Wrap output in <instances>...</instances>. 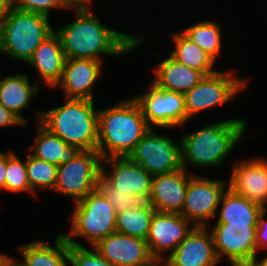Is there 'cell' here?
Wrapping results in <instances>:
<instances>
[{
    "instance_id": "36",
    "label": "cell",
    "mask_w": 267,
    "mask_h": 266,
    "mask_svg": "<svg viewBox=\"0 0 267 266\" xmlns=\"http://www.w3.org/2000/svg\"><path fill=\"white\" fill-rule=\"evenodd\" d=\"M63 10H92V0H62Z\"/></svg>"
},
{
    "instance_id": "14",
    "label": "cell",
    "mask_w": 267,
    "mask_h": 266,
    "mask_svg": "<svg viewBox=\"0 0 267 266\" xmlns=\"http://www.w3.org/2000/svg\"><path fill=\"white\" fill-rule=\"evenodd\" d=\"M194 227L195 225L181 214L155 211L146 238L151 256L156 261H164Z\"/></svg>"
},
{
    "instance_id": "3",
    "label": "cell",
    "mask_w": 267,
    "mask_h": 266,
    "mask_svg": "<svg viewBox=\"0 0 267 266\" xmlns=\"http://www.w3.org/2000/svg\"><path fill=\"white\" fill-rule=\"evenodd\" d=\"M150 129L138 102L132 97L98 110L97 151L102 159L128 157Z\"/></svg>"
},
{
    "instance_id": "5",
    "label": "cell",
    "mask_w": 267,
    "mask_h": 266,
    "mask_svg": "<svg viewBox=\"0 0 267 266\" xmlns=\"http://www.w3.org/2000/svg\"><path fill=\"white\" fill-rule=\"evenodd\" d=\"M54 31L49 16L12 6L0 25V54L26 64Z\"/></svg>"
},
{
    "instance_id": "30",
    "label": "cell",
    "mask_w": 267,
    "mask_h": 266,
    "mask_svg": "<svg viewBox=\"0 0 267 266\" xmlns=\"http://www.w3.org/2000/svg\"><path fill=\"white\" fill-rule=\"evenodd\" d=\"M5 191L11 193L27 192L31 194V187L27 177L26 160L23 162L13 149L7 150Z\"/></svg>"
},
{
    "instance_id": "8",
    "label": "cell",
    "mask_w": 267,
    "mask_h": 266,
    "mask_svg": "<svg viewBox=\"0 0 267 266\" xmlns=\"http://www.w3.org/2000/svg\"><path fill=\"white\" fill-rule=\"evenodd\" d=\"M102 158L97 150H81L69 162L57 168L53 192L69 196L74 203L98 189Z\"/></svg>"
},
{
    "instance_id": "12",
    "label": "cell",
    "mask_w": 267,
    "mask_h": 266,
    "mask_svg": "<svg viewBox=\"0 0 267 266\" xmlns=\"http://www.w3.org/2000/svg\"><path fill=\"white\" fill-rule=\"evenodd\" d=\"M257 224H215L211 233L216 255L229 260L231 266H243L257 257ZM226 257V258H225Z\"/></svg>"
},
{
    "instance_id": "18",
    "label": "cell",
    "mask_w": 267,
    "mask_h": 266,
    "mask_svg": "<svg viewBox=\"0 0 267 266\" xmlns=\"http://www.w3.org/2000/svg\"><path fill=\"white\" fill-rule=\"evenodd\" d=\"M102 61L89 58L66 59L63 74L55 85L63 91L64 98L94 100V86L103 70Z\"/></svg>"
},
{
    "instance_id": "25",
    "label": "cell",
    "mask_w": 267,
    "mask_h": 266,
    "mask_svg": "<svg viewBox=\"0 0 267 266\" xmlns=\"http://www.w3.org/2000/svg\"><path fill=\"white\" fill-rule=\"evenodd\" d=\"M37 135L27 151L34 157L57 166L69 162L81 150L68 145L62 138L52 134L40 122L37 123Z\"/></svg>"
},
{
    "instance_id": "38",
    "label": "cell",
    "mask_w": 267,
    "mask_h": 266,
    "mask_svg": "<svg viewBox=\"0 0 267 266\" xmlns=\"http://www.w3.org/2000/svg\"><path fill=\"white\" fill-rule=\"evenodd\" d=\"M13 6V0H0V25Z\"/></svg>"
},
{
    "instance_id": "33",
    "label": "cell",
    "mask_w": 267,
    "mask_h": 266,
    "mask_svg": "<svg viewBox=\"0 0 267 266\" xmlns=\"http://www.w3.org/2000/svg\"><path fill=\"white\" fill-rule=\"evenodd\" d=\"M105 197L109 200L112 208L116 212V216L125 212L132 207L140 206L144 200L139 196L127 195L122 192H102Z\"/></svg>"
},
{
    "instance_id": "40",
    "label": "cell",
    "mask_w": 267,
    "mask_h": 266,
    "mask_svg": "<svg viewBox=\"0 0 267 266\" xmlns=\"http://www.w3.org/2000/svg\"><path fill=\"white\" fill-rule=\"evenodd\" d=\"M14 257L0 252V266H8Z\"/></svg>"
},
{
    "instance_id": "2",
    "label": "cell",
    "mask_w": 267,
    "mask_h": 266,
    "mask_svg": "<svg viewBox=\"0 0 267 266\" xmlns=\"http://www.w3.org/2000/svg\"><path fill=\"white\" fill-rule=\"evenodd\" d=\"M247 125L242 118H229L186 133L180 138L182 167H220L243 139Z\"/></svg>"
},
{
    "instance_id": "13",
    "label": "cell",
    "mask_w": 267,
    "mask_h": 266,
    "mask_svg": "<svg viewBox=\"0 0 267 266\" xmlns=\"http://www.w3.org/2000/svg\"><path fill=\"white\" fill-rule=\"evenodd\" d=\"M226 182L193 173L181 215L195 226H208L207 223L216 217L221 196L228 187Z\"/></svg>"
},
{
    "instance_id": "23",
    "label": "cell",
    "mask_w": 267,
    "mask_h": 266,
    "mask_svg": "<svg viewBox=\"0 0 267 266\" xmlns=\"http://www.w3.org/2000/svg\"><path fill=\"white\" fill-rule=\"evenodd\" d=\"M152 83L162 89L186 93L196 86L204 75L195 69L180 64L170 55L153 68Z\"/></svg>"
},
{
    "instance_id": "32",
    "label": "cell",
    "mask_w": 267,
    "mask_h": 266,
    "mask_svg": "<svg viewBox=\"0 0 267 266\" xmlns=\"http://www.w3.org/2000/svg\"><path fill=\"white\" fill-rule=\"evenodd\" d=\"M13 6L23 11L40 13L50 17L56 9H63L62 0H13Z\"/></svg>"
},
{
    "instance_id": "6",
    "label": "cell",
    "mask_w": 267,
    "mask_h": 266,
    "mask_svg": "<svg viewBox=\"0 0 267 266\" xmlns=\"http://www.w3.org/2000/svg\"><path fill=\"white\" fill-rule=\"evenodd\" d=\"M73 204L69 233L61 232L70 245L81 246L75 239L83 237L89 246H94L100 239L116 232V212L99 189Z\"/></svg>"
},
{
    "instance_id": "35",
    "label": "cell",
    "mask_w": 267,
    "mask_h": 266,
    "mask_svg": "<svg viewBox=\"0 0 267 266\" xmlns=\"http://www.w3.org/2000/svg\"><path fill=\"white\" fill-rule=\"evenodd\" d=\"M24 126L25 124L0 103V128Z\"/></svg>"
},
{
    "instance_id": "24",
    "label": "cell",
    "mask_w": 267,
    "mask_h": 266,
    "mask_svg": "<svg viewBox=\"0 0 267 266\" xmlns=\"http://www.w3.org/2000/svg\"><path fill=\"white\" fill-rule=\"evenodd\" d=\"M264 210L263 206L236 194L227 187L217 209L216 224H257Z\"/></svg>"
},
{
    "instance_id": "22",
    "label": "cell",
    "mask_w": 267,
    "mask_h": 266,
    "mask_svg": "<svg viewBox=\"0 0 267 266\" xmlns=\"http://www.w3.org/2000/svg\"><path fill=\"white\" fill-rule=\"evenodd\" d=\"M52 245L43 240L21 244L18 247L23 260L17 258L20 266H69V243L61 234L56 235Z\"/></svg>"
},
{
    "instance_id": "34",
    "label": "cell",
    "mask_w": 267,
    "mask_h": 266,
    "mask_svg": "<svg viewBox=\"0 0 267 266\" xmlns=\"http://www.w3.org/2000/svg\"><path fill=\"white\" fill-rule=\"evenodd\" d=\"M267 209H265L258 218V223L256 227V246L257 253L261 250L267 249Z\"/></svg>"
},
{
    "instance_id": "16",
    "label": "cell",
    "mask_w": 267,
    "mask_h": 266,
    "mask_svg": "<svg viewBox=\"0 0 267 266\" xmlns=\"http://www.w3.org/2000/svg\"><path fill=\"white\" fill-rule=\"evenodd\" d=\"M233 164L228 187L267 209V158L255 157Z\"/></svg>"
},
{
    "instance_id": "7",
    "label": "cell",
    "mask_w": 267,
    "mask_h": 266,
    "mask_svg": "<svg viewBox=\"0 0 267 266\" xmlns=\"http://www.w3.org/2000/svg\"><path fill=\"white\" fill-rule=\"evenodd\" d=\"M234 70L219 71L205 75L191 90L184 93L187 122L204 110L222 106L243 91L247 78L237 76Z\"/></svg>"
},
{
    "instance_id": "29",
    "label": "cell",
    "mask_w": 267,
    "mask_h": 266,
    "mask_svg": "<svg viewBox=\"0 0 267 266\" xmlns=\"http://www.w3.org/2000/svg\"><path fill=\"white\" fill-rule=\"evenodd\" d=\"M26 158L27 177L31 187V195L37 197L38 190L47 189L54 190L57 182V168L58 166L52 163H48L44 160H40L28 151Z\"/></svg>"
},
{
    "instance_id": "27",
    "label": "cell",
    "mask_w": 267,
    "mask_h": 266,
    "mask_svg": "<svg viewBox=\"0 0 267 266\" xmlns=\"http://www.w3.org/2000/svg\"><path fill=\"white\" fill-rule=\"evenodd\" d=\"M156 209L144 201L116 216V232L146 240L152 216Z\"/></svg>"
},
{
    "instance_id": "20",
    "label": "cell",
    "mask_w": 267,
    "mask_h": 266,
    "mask_svg": "<svg viewBox=\"0 0 267 266\" xmlns=\"http://www.w3.org/2000/svg\"><path fill=\"white\" fill-rule=\"evenodd\" d=\"M66 59L61 39L54 31L36 48L26 65L38 73L39 76L35 82L39 86L44 83L54 88L62 77Z\"/></svg>"
},
{
    "instance_id": "28",
    "label": "cell",
    "mask_w": 267,
    "mask_h": 266,
    "mask_svg": "<svg viewBox=\"0 0 267 266\" xmlns=\"http://www.w3.org/2000/svg\"><path fill=\"white\" fill-rule=\"evenodd\" d=\"M221 30V26L215 20H200L182 32L217 62L223 50Z\"/></svg>"
},
{
    "instance_id": "37",
    "label": "cell",
    "mask_w": 267,
    "mask_h": 266,
    "mask_svg": "<svg viewBox=\"0 0 267 266\" xmlns=\"http://www.w3.org/2000/svg\"><path fill=\"white\" fill-rule=\"evenodd\" d=\"M7 169V151L0 152V192L5 191V175Z\"/></svg>"
},
{
    "instance_id": "19",
    "label": "cell",
    "mask_w": 267,
    "mask_h": 266,
    "mask_svg": "<svg viewBox=\"0 0 267 266\" xmlns=\"http://www.w3.org/2000/svg\"><path fill=\"white\" fill-rule=\"evenodd\" d=\"M192 175L184 168L168 174L154 175L148 202L156 211L181 214Z\"/></svg>"
},
{
    "instance_id": "17",
    "label": "cell",
    "mask_w": 267,
    "mask_h": 266,
    "mask_svg": "<svg viewBox=\"0 0 267 266\" xmlns=\"http://www.w3.org/2000/svg\"><path fill=\"white\" fill-rule=\"evenodd\" d=\"M210 228L195 226L164 262L168 266H217L220 261Z\"/></svg>"
},
{
    "instance_id": "41",
    "label": "cell",
    "mask_w": 267,
    "mask_h": 266,
    "mask_svg": "<svg viewBox=\"0 0 267 266\" xmlns=\"http://www.w3.org/2000/svg\"><path fill=\"white\" fill-rule=\"evenodd\" d=\"M151 266H168L164 261H155Z\"/></svg>"
},
{
    "instance_id": "4",
    "label": "cell",
    "mask_w": 267,
    "mask_h": 266,
    "mask_svg": "<svg viewBox=\"0 0 267 266\" xmlns=\"http://www.w3.org/2000/svg\"><path fill=\"white\" fill-rule=\"evenodd\" d=\"M65 103L36 112L40 122L52 134L80 150H97L98 110L93 100L65 98Z\"/></svg>"
},
{
    "instance_id": "11",
    "label": "cell",
    "mask_w": 267,
    "mask_h": 266,
    "mask_svg": "<svg viewBox=\"0 0 267 266\" xmlns=\"http://www.w3.org/2000/svg\"><path fill=\"white\" fill-rule=\"evenodd\" d=\"M133 98L140 105L150 128L185 127L187 113L183 93L165 90L151 83L144 93Z\"/></svg>"
},
{
    "instance_id": "26",
    "label": "cell",
    "mask_w": 267,
    "mask_h": 266,
    "mask_svg": "<svg viewBox=\"0 0 267 266\" xmlns=\"http://www.w3.org/2000/svg\"><path fill=\"white\" fill-rule=\"evenodd\" d=\"M174 49L169 55L180 64L200 71L204 76L215 73L216 62L182 31L171 32Z\"/></svg>"
},
{
    "instance_id": "21",
    "label": "cell",
    "mask_w": 267,
    "mask_h": 266,
    "mask_svg": "<svg viewBox=\"0 0 267 266\" xmlns=\"http://www.w3.org/2000/svg\"><path fill=\"white\" fill-rule=\"evenodd\" d=\"M28 76V74L16 72L2 77L0 72V103L18 117L25 126L28 125V119L23 116L22 111L32 103V97L40 92V86L35 80L32 83L33 80Z\"/></svg>"
},
{
    "instance_id": "1",
    "label": "cell",
    "mask_w": 267,
    "mask_h": 266,
    "mask_svg": "<svg viewBox=\"0 0 267 266\" xmlns=\"http://www.w3.org/2000/svg\"><path fill=\"white\" fill-rule=\"evenodd\" d=\"M75 14L71 23L55 29L67 59L89 58L104 62L103 54L126 55L145 42L144 35L119 32L102 24L93 10L75 11Z\"/></svg>"
},
{
    "instance_id": "15",
    "label": "cell",
    "mask_w": 267,
    "mask_h": 266,
    "mask_svg": "<svg viewBox=\"0 0 267 266\" xmlns=\"http://www.w3.org/2000/svg\"><path fill=\"white\" fill-rule=\"evenodd\" d=\"M93 247L115 266H151L156 261L146 240L118 232L100 239Z\"/></svg>"
},
{
    "instance_id": "10",
    "label": "cell",
    "mask_w": 267,
    "mask_h": 266,
    "mask_svg": "<svg viewBox=\"0 0 267 266\" xmlns=\"http://www.w3.org/2000/svg\"><path fill=\"white\" fill-rule=\"evenodd\" d=\"M150 128L128 156L152 176L175 172L182 167L181 143Z\"/></svg>"
},
{
    "instance_id": "42",
    "label": "cell",
    "mask_w": 267,
    "mask_h": 266,
    "mask_svg": "<svg viewBox=\"0 0 267 266\" xmlns=\"http://www.w3.org/2000/svg\"><path fill=\"white\" fill-rule=\"evenodd\" d=\"M8 266H20V265L16 262L15 258H13Z\"/></svg>"
},
{
    "instance_id": "39",
    "label": "cell",
    "mask_w": 267,
    "mask_h": 266,
    "mask_svg": "<svg viewBox=\"0 0 267 266\" xmlns=\"http://www.w3.org/2000/svg\"><path fill=\"white\" fill-rule=\"evenodd\" d=\"M243 266H267V255L263 256L262 259H258V256L251 262Z\"/></svg>"
},
{
    "instance_id": "31",
    "label": "cell",
    "mask_w": 267,
    "mask_h": 266,
    "mask_svg": "<svg viewBox=\"0 0 267 266\" xmlns=\"http://www.w3.org/2000/svg\"><path fill=\"white\" fill-rule=\"evenodd\" d=\"M69 265L70 266H115L105 258H103L99 252L90 246V249L83 245L75 246L69 244Z\"/></svg>"
},
{
    "instance_id": "9",
    "label": "cell",
    "mask_w": 267,
    "mask_h": 266,
    "mask_svg": "<svg viewBox=\"0 0 267 266\" xmlns=\"http://www.w3.org/2000/svg\"><path fill=\"white\" fill-rule=\"evenodd\" d=\"M107 168L109 169L107 170ZM152 177L142 166L133 162L129 157H108L102 159L98 189L101 192L131 194L148 201Z\"/></svg>"
}]
</instances>
